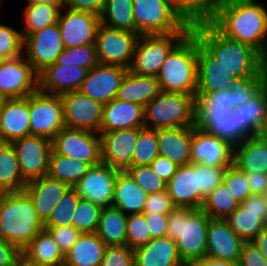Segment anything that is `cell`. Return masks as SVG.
I'll use <instances>...</instances> for the list:
<instances>
[{"mask_svg":"<svg viewBox=\"0 0 267 266\" xmlns=\"http://www.w3.org/2000/svg\"><path fill=\"white\" fill-rule=\"evenodd\" d=\"M166 190L176 207L201 208V194L197 190L196 163L178 166L167 182Z\"/></svg>","mask_w":267,"mask_h":266,"instance_id":"f1b7e54d","label":"cell"},{"mask_svg":"<svg viewBox=\"0 0 267 266\" xmlns=\"http://www.w3.org/2000/svg\"><path fill=\"white\" fill-rule=\"evenodd\" d=\"M187 34L140 35L128 71L157 77L168 54Z\"/></svg>","mask_w":267,"mask_h":266,"instance_id":"ba28073f","label":"cell"},{"mask_svg":"<svg viewBox=\"0 0 267 266\" xmlns=\"http://www.w3.org/2000/svg\"><path fill=\"white\" fill-rule=\"evenodd\" d=\"M152 238L166 237L168 233V214L143 212Z\"/></svg>","mask_w":267,"mask_h":266,"instance_id":"6125c7cd","label":"cell"},{"mask_svg":"<svg viewBox=\"0 0 267 266\" xmlns=\"http://www.w3.org/2000/svg\"><path fill=\"white\" fill-rule=\"evenodd\" d=\"M44 229L51 234L64 256L82 234L72 225L61 227H44Z\"/></svg>","mask_w":267,"mask_h":266,"instance_id":"680465c9","label":"cell"},{"mask_svg":"<svg viewBox=\"0 0 267 266\" xmlns=\"http://www.w3.org/2000/svg\"><path fill=\"white\" fill-rule=\"evenodd\" d=\"M158 146L157 130L146 127L139 128L132 166L150 165L159 156Z\"/></svg>","mask_w":267,"mask_h":266,"instance_id":"f6af8a7d","label":"cell"},{"mask_svg":"<svg viewBox=\"0 0 267 266\" xmlns=\"http://www.w3.org/2000/svg\"><path fill=\"white\" fill-rule=\"evenodd\" d=\"M239 205L222 182L204 199L201 209L211 218L226 219Z\"/></svg>","mask_w":267,"mask_h":266,"instance_id":"ee69618b","label":"cell"},{"mask_svg":"<svg viewBox=\"0 0 267 266\" xmlns=\"http://www.w3.org/2000/svg\"><path fill=\"white\" fill-rule=\"evenodd\" d=\"M30 135L29 95L6 99L0 111V141L12 143Z\"/></svg>","mask_w":267,"mask_h":266,"instance_id":"cb8c5ba5","label":"cell"},{"mask_svg":"<svg viewBox=\"0 0 267 266\" xmlns=\"http://www.w3.org/2000/svg\"><path fill=\"white\" fill-rule=\"evenodd\" d=\"M64 48L58 23L23 38V55L38 74L55 63Z\"/></svg>","mask_w":267,"mask_h":266,"instance_id":"7c38bea8","label":"cell"},{"mask_svg":"<svg viewBox=\"0 0 267 266\" xmlns=\"http://www.w3.org/2000/svg\"><path fill=\"white\" fill-rule=\"evenodd\" d=\"M139 37L138 33L119 30L100 23L95 41L98 62L128 69Z\"/></svg>","mask_w":267,"mask_h":266,"instance_id":"30bf717a","label":"cell"},{"mask_svg":"<svg viewBox=\"0 0 267 266\" xmlns=\"http://www.w3.org/2000/svg\"><path fill=\"white\" fill-rule=\"evenodd\" d=\"M80 196L73 187L60 198L48 221L44 227H61L72 225L74 209L76 208Z\"/></svg>","mask_w":267,"mask_h":266,"instance_id":"7dc6e473","label":"cell"},{"mask_svg":"<svg viewBox=\"0 0 267 266\" xmlns=\"http://www.w3.org/2000/svg\"><path fill=\"white\" fill-rule=\"evenodd\" d=\"M211 217L201 208L175 207L168 214L167 236L176 241L184 263H194L207 254V229Z\"/></svg>","mask_w":267,"mask_h":266,"instance_id":"277c9868","label":"cell"},{"mask_svg":"<svg viewBox=\"0 0 267 266\" xmlns=\"http://www.w3.org/2000/svg\"><path fill=\"white\" fill-rule=\"evenodd\" d=\"M144 106L114 98L103 106L100 132L119 129L143 128Z\"/></svg>","mask_w":267,"mask_h":266,"instance_id":"f546056e","label":"cell"},{"mask_svg":"<svg viewBox=\"0 0 267 266\" xmlns=\"http://www.w3.org/2000/svg\"><path fill=\"white\" fill-rule=\"evenodd\" d=\"M106 248L96 232L82 233L64 256L63 266H99Z\"/></svg>","mask_w":267,"mask_h":266,"instance_id":"e575fe53","label":"cell"},{"mask_svg":"<svg viewBox=\"0 0 267 266\" xmlns=\"http://www.w3.org/2000/svg\"><path fill=\"white\" fill-rule=\"evenodd\" d=\"M139 128L100 132L102 163L125 171L132 166Z\"/></svg>","mask_w":267,"mask_h":266,"instance_id":"ffe728a7","label":"cell"},{"mask_svg":"<svg viewBox=\"0 0 267 266\" xmlns=\"http://www.w3.org/2000/svg\"><path fill=\"white\" fill-rule=\"evenodd\" d=\"M27 4H51V5H64L65 0H26Z\"/></svg>","mask_w":267,"mask_h":266,"instance_id":"2644e50d","label":"cell"},{"mask_svg":"<svg viewBox=\"0 0 267 266\" xmlns=\"http://www.w3.org/2000/svg\"><path fill=\"white\" fill-rule=\"evenodd\" d=\"M227 167H212L196 163L197 190L201 194V207L204 199L223 182Z\"/></svg>","mask_w":267,"mask_h":266,"instance_id":"f907efd6","label":"cell"},{"mask_svg":"<svg viewBox=\"0 0 267 266\" xmlns=\"http://www.w3.org/2000/svg\"><path fill=\"white\" fill-rule=\"evenodd\" d=\"M148 194L126 171H119L114 185L112 206L125 214L143 213Z\"/></svg>","mask_w":267,"mask_h":266,"instance_id":"d590c367","label":"cell"},{"mask_svg":"<svg viewBox=\"0 0 267 266\" xmlns=\"http://www.w3.org/2000/svg\"><path fill=\"white\" fill-rule=\"evenodd\" d=\"M43 229L44 224L24 191L0 193V238L22 251Z\"/></svg>","mask_w":267,"mask_h":266,"instance_id":"3957f363","label":"cell"},{"mask_svg":"<svg viewBox=\"0 0 267 266\" xmlns=\"http://www.w3.org/2000/svg\"><path fill=\"white\" fill-rule=\"evenodd\" d=\"M21 254L17 246L0 238V266H14Z\"/></svg>","mask_w":267,"mask_h":266,"instance_id":"e7e4bbea","label":"cell"},{"mask_svg":"<svg viewBox=\"0 0 267 266\" xmlns=\"http://www.w3.org/2000/svg\"><path fill=\"white\" fill-rule=\"evenodd\" d=\"M31 262L44 266H63L64 255L51 234L43 229L21 251Z\"/></svg>","mask_w":267,"mask_h":266,"instance_id":"8d00e7d4","label":"cell"},{"mask_svg":"<svg viewBox=\"0 0 267 266\" xmlns=\"http://www.w3.org/2000/svg\"><path fill=\"white\" fill-rule=\"evenodd\" d=\"M152 238L143 213L129 214L126 224V245L132 249L146 245Z\"/></svg>","mask_w":267,"mask_h":266,"instance_id":"681fc988","label":"cell"},{"mask_svg":"<svg viewBox=\"0 0 267 266\" xmlns=\"http://www.w3.org/2000/svg\"><path fill=\"white\" fill-rule=\"evenodd\" d=\"M64 6L72 10L89 11L101 15L105 0H65Z\"/></svg>","mask_w":267,"mask_h":266,"instance_id":"03108f58","label":"cell"},{"mask_svg":"<svg viewBox=\"0 0 267 266\" xmlns=\"http://www.w3.org/2000/svg\"><path fill=\"white\" fill-rule=\"evenodd\" d=\"M135 266H181L176 241L170 237L151 239L134 250Z\"/></svg>","mask_w":267,"mask_h":266,"instance_id":"4dcf8cb0","label":"cell"},{"mask_svg":"<svg viewBox=\"0 0 267 266\" xmlns=\"http://www.w3.org/2000/svg\"><path fill=\"white\" fill-rule=\"evenodd\" d=\"M39 89V74L22 54L0 63V94L6 99L22 98Z\"/></svg>","mask_w":267,"mask_h":266,"instance_id":"4fadbf2b","label":"cell"},{"mask_svg":"<svg viewBox=\"0 0 267 266\" xmlns=\"http://www.w3.org/2000/svg\"><path fill=\"white\" fill-rule=\"evenodd\" d=\"M91 167L85 161H77L51 150L47 175L74 187Z\"/></svg>","mask_w":267,"mask_h":266,"instance_id":"b9f144b4","label":"cell"},{"mask_svg":"<svg viewBox=\"0 0 267 266\" xmlns=\"http://www.w3.org/2000/svg\"><path fill=\"white\" fill-rule=\"evenodd\" d=\"M30 135L53 140L65 128L64 107L60 95L37 90L29 95Z\"/></svg>","mask_w":267,"mask_h":266,"instance_id":"9c48e42d","label":"cell"},{"mask_svg":"<svg viewBox=\"0 0 267 266\" xmlns=\"http://www.w3.org/2000/svg\"><path fill=\"white\" fill-rule=\"evenodd\" d=\"M125 171L148 195L166 190L167 183L155 174L150 165L130 166Z\"/></svg>","mask_w":267,"mask_h":266,"instance_id":"816d5d0a","label":"cell"},{"mask_svg":"<svg viewBox=\"0 0 267 266\" xmlns=\"http://www.w3.org/2000/svg\"><path fill=\"white\" fill-rule=\"evenodd\" d=\"M235 109V94L232 90H217L204 98H196V110H219L231 112Z\"/></svg>","mask_w":267,"mask_h":266,"instance_id":"db71d44e","label":"cell"},{"mask_svg":"<svg viewBox=\"0 0 267 266\" xmlns=\"http://www.w3.org/2000/svg\"><path fill=\"white\" fill-rule=\"evenodd\" d=\"M234 146L217 136L193 126L191 163L212 167L233 165Z\"/></svg>","mask_w":267,"mask_h":266,"instance_id":"44dd1931","label":"cell"},{"mask_svg":"<svg viewBox=\"0 0 267 266\" xmlns=\"http://www.w3.org/2000/svg\"><path fill=\"white\" fill-rule=\"evenodd\" d=\"M63 7L64 5L27 4L21 14L23 18V26L20 30L22 38L57 23Z\"/></svg>","mask_w":267,"mask_h":266,"instance_id":"60d3db41","label":"cell"},{"mask_svg":"<svg viewBox=\"0 0 267 266\" xmlns=\"http://www.w3.org/2000/svg\"><path fill=\"white\" fill-rule=\"evenodd\" d=\"M133 14L139 35L189 33L192 29L177 14L174 1L133 0Z\"/></svg>","mask_w":267,"mask_h":266,"instance_id":"52a82bcc","label":"cell"},{"mask_svg":"<svg viewBox=\"0 0 267 266\" xmlns=\"http://www.w3.org/2000/svg\"><path fill=\"white\" fill-rule=\"evenodd\" d=\"M237 120V145L246 139L262 135L267 125V82L243 105L233 109Z\"/></svg>","mask_w":267,"mask_h":266,"instance_id":"7402d4cb","label":"cell"},{"mask_svg":"<svg viewBox=\"0 0 267 266\" xmlns=\"http://www.w3.org/2000/svg\"><path fill=\"white\" fill-rule=\"evenodd\" d=\"M100 20L106 26L136 33L133 0H105Z\"/></svg>","mask_w":267,"mask_h":266,"instance_id":"7bdbcfd3","label":"cell"},{"mask_svg":"<svg viewBox=\"0 0 267 266\" xmlns=\"http://www.w3.org/2000/svg\"><path fill=\"white\" fill-rule=\"evenodd\" d=\"M6 101V98L0 94V111L2 110L3 104Z\"/></svg>","mask_w":267,"mask_h":266,"instance_id":"753ad0ef","label":"cell"},{"mask_svg":"<svg viewBox=\"0 0 267 266\" xmlns=\"http://www.w3.org/2000/svg\"><path fill=\"white\" fill-rule=\"evenodd\" d=\"M102 208L89 200L80 198L74 209L72 226L81 233L97 231Z\"/></svg>","mask_w":267,"mask_h":266,"instance_id":"bcb514c9","label":"cell"},{"mask_svg":"<svg viewBox=\"0 0 267 266\" xmlns=\"http://www.w3.org/2000/svg\"><path fill=\"white\" fill-rule=\"evenodd\" d=\"M195 126L237 146L236 114L219 110H196Z\"/></svg>","mask_w":267,"mask_h":266,"instance_id":"d6a6232c","label":"cell"},{"mask_svg":"<svg viewBox=\"0 0 267 266\" xmlns=\"http://www.w3.org/2000/svg\"><path fill=\"white\" fill-rule=\"evenodd\" d=\"M233 165L245 173L267 174V136L255 135L234 146Z\"/></svg>","mask_w":267,"mask_h":266,"instance_id":"1f68e13d","label":"cell"},{"mask_svg":"<svg viewBox=\"0 0 267 266\" xmlns=\"http://www.w3.org/2000/svg\"><path fill=\"white\" fill-rule=\"evenodd\" d=\"M192 136L193 126L157 130L159 155L177 166L190 164Z\"/></svg>","mask_w":267,"mask_h":266,"instance_id":"83f0119b","label":"cell"},{"mask_svg":"<svg viewBox=\"0 0 267 266\" xmlns=\"http://www.w3.org/2000/svg\"><path fill=\"white\" fill-rule=\"evenodd\" d=\"M99 266H135L134 249L127 245L107 246Z\"/></svg>","mask_w":267,"mask_h":266,"instance_id":"6f0895ef","label":"cell"},{"mask_svg":"<svg viewBox=\"0 0 267 266\" xmlns=\"http://www.w3.org/2000/svg\"><path fill=\"white\" fill-rule=\"evenodd\" d=\"M17 266H44V265L31 262L29 259H27L21 254L20 257L18 258Z\"/></svg>","mask_w":267,"mask_h":266,"instance_id":"8c879c8a","label":"cell"},{"mask_svg":"<svg viewBox=\"0 0 267 266\" xmlns=\"http://www.w3.org/2000/svg\"><path fill=\"white\" fill-rule=\"evenodd\" d=\"M198 39L190 31L168 54L157 76L161 91L196 96Z\"/></svg>","mask_w":267,"mask_h":266,"instance_id":"5b68a950","label":"cell"},{"mask_svg":"<svg viewBox=\"0 0 267 266\" xmlns=\"http://www.w3.org/2000/svg\"><path fill=\"white\" fill-rule=\"evenodd\" d=\"M69 188L68 184L45 175L28 182L23 191L29 196L38 217L45 224Z\"/></svg>","mask_w":267,"mask_h":266,"instance_id":"4316f807","label":"cell"},{"mask_svg":"<svg viewBox=\"0 0 267 266\" xmlns=\"http://www.w3.org/2000/svg\"><path fill=\"white\" fill-rule=\"evenodd\" d=\"M58 27L65 48L95 44L100 15L63 7L58 19Z\"/></svg>","mask_w":267,"mask_h":266,"instance_id":"9a60e30c","label":"cell"},{"mask_svg":"<svg viewBox=\"0 0 267 266\" xmlns=\"http://www.w3.org/2000/svg\"><path fill=\"white\" fill-rule=\"evenodd\" d=\"M223 183L240 204L251 195L245 172L239 170L235 165L227 167Z\"/></svg>","mask_w":267,"mask_h":266,"instance_id":"11a10c76","label":"cell"},{"mask_svg":"<svg viewBox=\"0 0 267 266\" xmlns=\"http://www.w3.org/2000/svg\"><path fill=\"white\" fill-rule=\"evenodd\" d=\"M175 207L167 190H163L147 196L143 212L169 214Z\"/></svg>","mask_w":267,"mask_h":266,"instance_id":"91938a15","label":"cell"},{"mask_svg":"<svg viewBox=\"0 0 267 266\" xmlns=\"http://www.w3.org/2000/svg\"><path fill=\"white\" fill-rule=\"evenodd\" d=\"M227 0H174L177 14L189 26L210 23Z\"/></svg>","mask_w":267,"mask_h":266,"instance_id":"74e56055","label":"cell"},{"mask_svg":"<svg viewBox=\"0 0 267 266\" xmlns=\"http://www.w3.org/2000/svg\"><path fill=\"white\" fill-rule=\"evenodd\" d=\"M196 98L161 91L144 106V127L159 130L195 126Z\"/></svg>","mask_w":267,"mask_h":266,"instance_id":"8992f818","label":"cell"},{"mask_svg":"<svg viewBox=\"0 0 267 266\" xmlns=\"http://www.w3.org/2000/svg\"><path fill=\"white\" fill-rule=\"evenodd\" d=\"M160 93L161 88L157 77L128 71L117 91L116 98L145 106Z\"/></svg>","mask_w":267,"mask_h":266,"instance_id":"836d02e7","label":"cell"},{"mask_svg":"<svg viewBox=\"0 0 267 266\" xmlns=\"http://www.w3.org/2000/svg\"><path fill=\"white\" fill-rule=\"evenodd\" d=\"M206 239V257L239 263L244 241L225 219H210Z\"/></svg>","mask_w":267,"mask_h":266,"instance_id":"603a6c76","label":"cell"},{"mask_svg":"<svg viewBox=\"0 0 267 266\" xmlns=\"http://www.w3.org/2000/svg\"><path fill=\"white\" fill-rule=\"evenodd\" d=\"M15 148L23 179L28 183L47 175L52 141L29 135L11 143Z\"/></svg>","mask_w":267,"mask_h":266,"instance_id":"2e32d148","label":"cell"},{"mask_svg":"<svg viewBox=\"0 0 267 266\" xmlns=\"http://www.w3.org/2000/svg\"><path fill=\"white\" fill-rule=\"evenodd\" d=\"M60 97L64 107L66 128L100 133L103 104L79 90L62 94Z\"/></svg>","mask_w":267,"mask_h":266,"instance_id":"5bb4252c","label":"cell"},{"mask_svg":"<svg viewBox=\"0 0 267 266\" xmlns=\"http://www.w3.org/2000/svg\"><path fill=\"white\" fill-rule=\"evenodd\" d=\"M26 184L15 148L11 143H3L0 146V193L21 192Z\"/></svg>","mask_w":267,"mask_h":266,"instance_id":"f35d334b","label":"cell"},{"mask_svg":"<svg viewBox=\"0 0 267 266\" xmlns=\"http://www.w3.org/2000/svg\"><path fill=\"white\" fill-rule=\"evenodd\" d=\"M95 44L81 45L78 47L64 48L61 55L56 59L55 64H72L90 70L98 64Z\"/></svg>","mask_w":267,"mask_h":266,"instance_id":"c3c4849f","label":"cell"},{"mask_svg":"<svg viewBox=\"0 0 267 266\" xmlns=\"http://www.w3.org/2000/svg\"><path fill=\"white\" fill-rule=\"evenodd\" d=\"M225 220L244 242H252L267 225L265 195H250Z\"/></svg>","mask_w":267,"mask_h":266,"instance_id":"e0dca14e","label":"cell"},{"mask_svg":"<svg viewBox=\"0 0 267 266\" xmlns=\"http://www.w3.org/2000/svg\"><path fill=\"white\" fill-rule=\"evenodd\" d=\"M120 170L104 163L92 166L73 187L82 199L106 208L112 206L114 185Z\"/></svg>","mask_w":267,"mask_h":266,"instance_id":"ac0fdd59","label":"cell"},{"mask_svg":"<svg viewBox=\"0 0 267 266\" xmlns=\"http://www.w3.org/2000/svg\"><path fill=\"white\" fill-rule=\"evenodd\" d=\"M265 136H267V125H266V127H265V131H264V133H263Z\"/></svg>","mask_w":267,"mask_h":266,"instance_id":"11e5206c","label":"cell"},{"mask_svg":"<svg viewBox=\"0 0 267 266\" xmlns=\"http://www.w3.org/2000/svg\"><path fill=\"white\" fill-rule=\"evenodd\" d=\"M127 72L128 69L122 66L98 63L88 70L79 91L105 105L116 98Z\"/></svg>","mask_w":267,"mask_h":266,"instance_id":"d6986e66","label":"cell"},{"mask_svg":"<svg viewBox=\"0 0 267 266\" xmlns=\"http://www.w3.org/2000/svg\"><path fill=\"white\" fill-rule=\"evenodd\" d=\"M266 82L267 70L259 78L236 79L230 87L235 94V108L246 104Z\"/></svg>","mask_w":267,"mask_h":266,"instance_id":"9f6ffc18","label":"cell"},{"mask_svg":"<svg viewBox=\"0 0 267 266\" xmlns=\"http://www.w3.org/2000/svg\"><path fill=\"white\" fill-rule=\"evenodd\" d=\"M181 266H195L194 263H184Z\"/></svg>","mask_w":267,"mask_h":266,"instance_id":"34e18365","label":"cell"},{"mask_svg":"<svg viewBox=\"0 0 267 266\" xmlns=\"http://www.w3.org/2000/svg\"><path fill=\"white\" fill-rule=\"evenodd\" d=\"M239 266H267V261L254 242H244Z\"/></svg>","mask_w":267,"mask_h":266,"instance_id":"94428289","label":"cell"},{"mask_svg":"<svg viewBox=\"0 0 267 266\" xmlns=\"http://www.w3.org/2000/svg\"><path fill=\"white\" fill-rule=\"evenodd\" d=\"M257 0H227L210 22L224 36L247 44L267 60V7Z\"/></svg>","mask_w":267,"mask_h":266,"instance_id":"6da1fadb","label":"cell"},{"mask_svg":"<svg viewBox=\"0 0 267 266\" xmlns=\"http://www.w3.org/2000/svg\"><path fill=\"white\" fill-rule=\"evenodd\" d=\"M52 150L91 166L102 163L100 133L87 130L63 128L52 140Z\"/></svg>","mask_w":267,"mask_h":266,"instance_id":"8fae6325","label":"cell"},{"mask_svg":"<svg viewBox=\"0 0 267 266\" xmlns=\"http://www.w3.org/2000/svg\"><path fill=\"white\" fill-rule=\"evenodd\" d=\"M195 266H239L237 262L229 260H218L210 257H203L194 262Z\"/></svg>","mask_w":267,"mask_h":266,"instance_id":"a7ac6f4b","label":"cell"},{"mask_svg":"<svg viewBox=\"0 0 267 266\" xmlns=\"http://www.w3.org/2000/svg\"><path fill=\"white\" fill-rule=\"evenodd\" d=\"M245 175L251 195H265L267 192V174L246 172Z\"/></svg>","mask_w":267,"mask_h":266,"instance_id":"003e7915","label":"cell"},{"mask_svg":"<svg viewBox=\"0 0 267 266\" xmlns=\"http://www.w3.org/2000/svg\"><path fill=\"white\" fill-rule=\"evenodd\" d=\"M23 54L21 31L0 23V57L3 60L14 59Z\"/></svg>","mask_w":267,"mask_h":266,"instance_id":"f5cc1de1","label":"cell"},{"mask_svg":"<svg viewBox=\"0 0 267 266\" xmlns=\"http://www.w3.org/2000/svg\"><path fill=\"white\" fill-rule=\"evenodd\" d=\"M259 248L262 255L267 261V225L259 232L257 237L252 241Z\"/></svg>","mask_w":267,"mask_h":266,"instance_id":"89a4df30","label":"cell"},{"mask_svg":"<svg viewBox=\"0 0 267 266\" xmlns=\"http://www.w3.org/2000/svg\"><path fill=\"white\" fill-rule=\"evenodd\" d=\"M127 216L114 206L102 208L96 234L107 246L126 245Z\"/></svg>","mask_w":267,"mask_h":266,"instance_id":"ab89813d","label":"cell"},{"mask_svg":"<svg viewBox=\"0 0 267 266\" xmlns=\"http://www.w3.org/2000/svg\"><path fill=\"white\" fill-rule=\"evenodd\" d=\"M87 73L86 68L53 63L39 73V90L55 95L80 90Z\"/></svg>","mask_w":267,"mask_h":266,"instance_id":"484cf974","label":"cell"},{"mask_svg":"<svg viewBox=\"0 0 267 266\" xmlns=\"http://www.w3.org/2000/svg\"><path fill=\"white\" fill-rule=\"evenodd\" d=\"M153 171L166 183L174 176L178 166L171 160L159 155L151 164Z\"/></svg>","mask_w":267,"mask_h":266,"instance_id":"be15d7a7","label":"cell"},{"mask_svg":"<svg viewBox=\"0 0 267 266\" xmlns=\"http://www.w3.org/2000/svg\"><path fill=\"white\" fill-rule=\"evenodd\" d=\"M198 88L195 98L217 90H227L236 79L199 43L197 49Z\"/></svg>","mask_w":267,"mask_h":266,"instance_id":"d4e9b609","label":"cell"},{"mask_svg":"<svg viewBox=\"0 0 267 266\" xmlns=\"http://www.w3.org/2000/svg\"><path fill=\"white\" fill-rule=\"evenodd\" d=\"M191 31L234 79L259 78L267 70V60L257 50L224 36L211 23L192 26Z\"/></svg>","mask_w":267,"mask_h":266,"instance_id":"7a4b0ae2","label":"cell"}]
</instances>
